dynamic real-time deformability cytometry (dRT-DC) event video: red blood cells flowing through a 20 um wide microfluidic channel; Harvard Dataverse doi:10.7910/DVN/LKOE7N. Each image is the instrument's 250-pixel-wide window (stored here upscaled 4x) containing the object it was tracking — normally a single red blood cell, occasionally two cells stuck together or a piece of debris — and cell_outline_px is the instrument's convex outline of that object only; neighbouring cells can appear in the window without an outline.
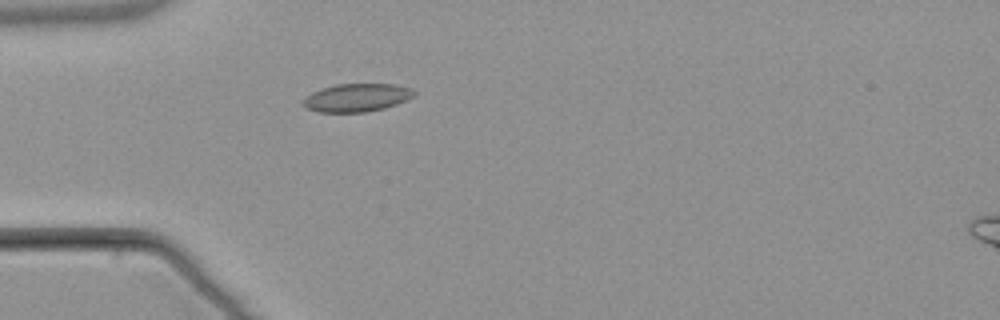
{"species": "common noctule bat (a hibernating species)", "species_latin": "Nyctalus noctula", "temperature_condition": "warm", "stored_images_in_passage": 2, "camera_frame_rate_fps": 3000, "um_per_image_px": 0.085, "animal": {"sex": "male", "body_mass_g": 21.5, "forearm_length_mm": 52.0}, "frame": {"image": 1, "passage_image": 2, "time_ms": 2.0, "image_size_px": [1000, 320], "cell_outline_px": [[416, 92], [412, 96], [396, 104], [384, 108], [368, 112], [316, 112], [304, 108], [300, 104], [300, 100], [312, 92], [320, 88], [336, 84], [396, 84], [412, 88]], "centroid_in_image_um": [30.24, 8.3], "position_along_channel_um": 54.8, "area_um2": 18.44}}